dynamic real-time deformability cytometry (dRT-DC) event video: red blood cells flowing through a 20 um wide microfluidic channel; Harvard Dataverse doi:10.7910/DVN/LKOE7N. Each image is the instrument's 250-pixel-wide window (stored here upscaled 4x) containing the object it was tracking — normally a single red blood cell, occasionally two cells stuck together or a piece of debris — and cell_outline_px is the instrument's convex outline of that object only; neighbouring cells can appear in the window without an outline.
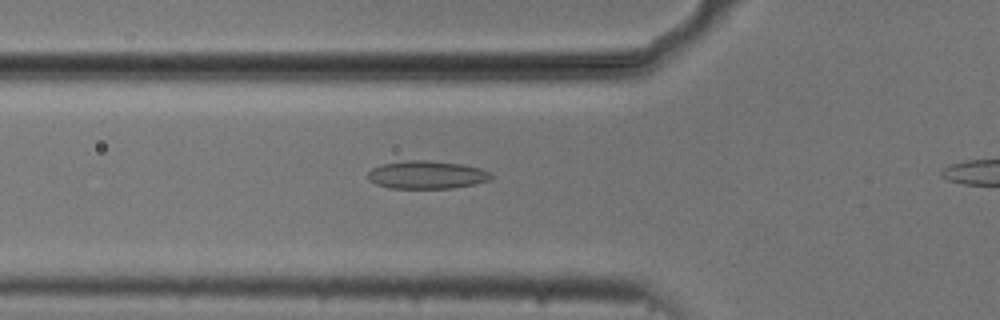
{"species": "common noctule bat (a hibernating species)", "species_latin": "Nyctalus noctula", "temperature_condition": "cold", "stored_images_in_passage": 9, "camera_frame_rate_fps": 3000, "um_per_image_px": 0.085, "animal": {"sex": "male", "body_mass_g": 20.5, "forearm_length_mm": 52.5}, "frame": {"image": 1, "passage_image": 5, "time_ms": 1.333, "image_size_px": [1000, 320], "cell_outline_px": [[492, 176], [488, 180], [476, 184], [452, 188], [388, 188], [376, 184], [368, 180], [368, 172], [372, 168], [380, 164], [408, 160], [428, 160], [460, 164], [480, 168], [488, 172]], "centroid_in_image_um": [36.23, 14.86], "position_along_channel_um": 89.6, "area_um2": 20.06}}
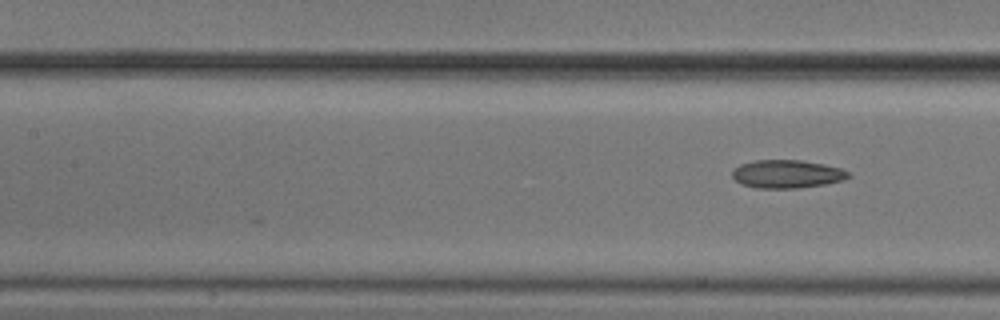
{"frame": {"image": 2, "passage_image": 9, "time_ms": 2.667, "image_size_px": [1000, 320], "cell_outline_px": [[852, 176], [844, 180], [824, 184], [796, 188], [756, 188], [744, 184], [736, 180], [732, 176], [732, 172], [740, 164], [756, 160], [800, 160], [824, 164], [840, 168], [848, 172]], "centroid_in_image_um": [66.92, 14.79], "position_along_channel_um": 140.5, "area_um2": 18.9}}